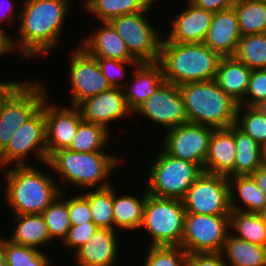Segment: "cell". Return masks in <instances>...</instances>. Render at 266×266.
<instances>
[{
	"label": "cell",
	"instance_id": "cell-1",
	"mask_svg": "<svg viewBox=\"0 0 266 266\" xmlns=\"http://www.w3.org/2000/svg\"><path fill=\"white\" fill-rule=\"evenodd\" d=\"M19 39L11 38L13 51L22 58H34L50 53L62 35L70 0H22ZM60 35V36H59ZM15 41H14V40ZM18 42V43H17Z\"/></svg>",
	"mask_w": 266,
	"mask_h": 266
},
{
	"label": "cell",
	"instance_id": "cell-2",
	"mask_svg": "<svg viewBox=\"0 0 266 266\" xmlns=\"http://www.w3.org/2000/svg\"><path fill=\"white\" fill-rule=\"evenodd\" d=\"M42 171L33 165L4 168V202L14 215L42 214L60 195L62 186H57L52 174Z\"/></svg>",
	"mask_w": 266,
	"mask_h": 266
},
{
	"label": "cell",
	"instance_id": "cell-3",
	"mask_svg": "<svg viewBox=\"0 0 266 266\" xmlns=\"http://www.w3.org/2000/svg\"><path fill=\"white\" fill-rule=\"evenodd\" d=\"M222 56L202 43L161 42L158 63L166 82L182 85L214 80Z\"/></svg>",
	"mask_w": 266,
	"mask_h": 266
},
{
	"label": "cell",
	"instance_id": "cell-4",
	"mask_svg": "<svg viewBox=\"0 0 266 266\" xmlns=\"http://www.w3.org/2000/svg\"><path fill=\"white\" fill-rule=\"evenodd\" d=\"M117 156L104 151L97 152H75L62 149L52 152L46 165L54 170L66 183L77 185L81 189H102L113 184L107 177L113 173L118 164ZM114 169V170H113ZM71 183V184H70ZM95 187V188H94Z\"/></svg>",
	"mask_w": 266,
	"mask_h": 266
},
{
	"label": "cell",
	"instance_id": "cell-5",
	"mask_svg": "<svg viewBox=\"0 0 266 266\" xmlns=\"http://www.w3.org/2000/svg\"><path fill=\"white\" fill-rule=\"evenodd\" d=\"M188 123L228 128L235 124L238 103L227 95L216 80L190 82L178 86Z\"/></svg>",
	"mask_w": 266,
	"mask_h": 266
},
{
	"label": "cell",
	"instance_id": "cell-6",
	"mask_svg": "<svg viewBox=\"0 0 266 266\" xmlns=\"http://www.w3.org/2000/svg\"><path fill=\"white\" fill-rule=\"evenodd\" d=\"M183 201L176 198H159L147 194L142 223L151 237L150 246H180L185 220Z\"/></svg>",
	"mask_w": 266,
	"mask_h": 266
},
{
	"label": "cell",
	"instance_id": "cell-7",
	"mask_svg": "<svg viewBox=\"0 0 266 266\" xmlns=\"http://www.w3.org/2000/svg\"><path fill=\"white\" fill-rule=\"evenodd\" d=\"M146 178L147 193L159 198L183 199L203 170L167 154L163 149L152 161Z\"/></svg>",
	"mask_w": 266,
	"mask_h": 266
},
{
	"label": "cell",
	"instance_id": "cell-8",
	"mask_svg": "<svg viewBox=\"0 0 266 266\" xmlns=\"http://www.w3.org/2000/svg\"><path fill=\"white\" fill-rule=\"evenodd\" d=\"M40 81L20 82L0 106V153L7 147L16 130L40 107L48 92Z\"/></svg>",
	"mask_w": 266,
	"mask_h": 266
},
{
	"label": "cell",
	"instance_id": "cell-9",
	"mask_svg": "<svg viewBox=\"0 0 266 266\" xmlns=\"http://www.w3.org/2000/svg\"><path fill=\"white\" fill-rule=\"evenodd\" d=\"M230 233V215L186 213L181 247L187 254L220 253Z\"/></svg>",
	"mask_w": 266,
	"mask_h": 266
},
{
	"label": "cell",
	"instance_id": "cell-10",
	"mask_svg": "<svg viewBox=\"0 0 266 266\" xmlns=\"http://www.w3.org/2000/svg\"><path fill=\"white\" fill-rule=\"evenodd\" d=\"M143 11L121 15L109 21L123 39L130 54L139 62H158L163 36L151 25Z\"/></svg>",
	"mask_w": 266,
	"mask_h": 266
},
{
	"label": "cell",
	"instance_id": "cell-11",
	"mask_svg": "<svg viewBox=\"0 0 266 266\" xmlns=\"http://www.w3.org/2000/svg\"><path fill=\"white\" fill-rule=\"evenodd\" d=\"M32 153L44 164L47 161L46 121L41 106L12 136L10 143L0 153V169L9 166L31 165L26 156ZM11 164V165H10ZM5 166V167H4ZM3 167V168H1Z\"/></svg>",
	"mask_w": 266,
	"mask_h": 266
},
{
	"label": "cell",
	"instance_id": "cell-12",
	"mask_svg": "<svg viewBox=\"0 0 266 266\" xmlns=\"http://www.w3.org/2000/svg\"><path fill=\"white\" fill-rule=\"evenodd\" d=\"M186 213L230 215V187L226 176L202 172L182 199Z\"/></svg>",
	"mask_w": 266,
	"mask_h": 266
},
{
	"label": "cell",
	"instance_id": "cell-13",
	"mask_svg": "<svg viewBox=\"0 0 266 266\" xmlns=\"http://www.w3.org/2000/svg\"><path fill=\"white\" fill-rule=\"evenodd\" d=\"M214 128L186 123L166 130L163 150L176 158L197 164L202 170Z\"/></svg>",
	"mask_w": 266,
	"mask_h": 266
},
{
	"label": "cell",
	"instance_id": "cell-14",
	"mask_svg": "<svg viewBox=\"0 0 266 266\" xmlns=\"http://www.w3.org/2000/svg\"><path fill=\"white\" fill-rule=\"evenodd\" d=\"M69 79L72 86L71 105L78 106L85 99L111 88L102 74L97 59L82 47L73 51L69 62Z\"/></svg>",
	"mask_w": 266,
	"mask_h": 266
},
{
	"label": "cell",
	"instance_id": "cell-15",
	"mask_svg": "<svg viewBox=\"0 0 266 266\" xmlns=\"http://www.w3.org/2000/svg\"><path fill=\"white\" fill-rule=\"evenodd\" d=\"M167 130L188 123L178 85L164 81L135 112Z\"/></svg>",
	"mask_w": 266,
	"mask_h": 266
},
{
	"label": "cell",
	"instance_id": "cell-16",
	"mask_svg": "<svg viewBox=\"0 0 266 266\" xmlns=\"http://www.w3.org/2000/svg\"><path fill=\"white\" fill-rule=\"evenodd\" d=\"M47 98L49 96L45 97L41 106L46 121V146L49 156L52 152L69 148L83 119L78 106L61 108L55 103L47 102Z\"/></svg>",
	"mask_w": 266,
	"mask_h": 266
},
{
	"label": "cell",
	"instance_id": "cell-17",
	"mask_svg": "<svg viewBox=\"0 0 266 266\" xmlns=\"http://www.w3.org/2000/svg\"><path fill=\"white\" fill-rule=\"evenodd\" d=\"M78 108L83 121L101 125L109 131L111 122L133 114L126 103L123 88L111 87L107 91L85 99Z\"/></svg>",
	"mask_w": 266,
	"mask_h": 266
},
{
	"label": "cell",
	"instance_id": "cell-18",
	"mask_svg": "<svg viewBox=\"0 0 266 266\" xmlns=\"http://www.w3.org/2000/svg\"><path fill=\"white\" fill-rule=\"evenodd\" d=\"M186 9L175 14L167 40L174 43H202L211 26L214 13L196 7L190 1Z\"/></svg>",
	"mask_w": 266,
	"mask_h": 266
},
{
	"label": "cell",
	"instance_id": "cell-19",
	"mask_svg": "<svg viewBox=\"0 0 266 266\" xmlns=\"http://www.w3.org/2000/svg\"><path fill=\"white\" fill-rule=\"evenodd\" d=\"M117 230L98 228L73 255L76 266H114L119 252Z\"/></svg>",
	"mask_w": 266,
	"mask_h": 266
},
{
	"label": "cell",
	"instance_id": "cell-20",
	"mask_svg": "<svg viewBox=\"0 0 266 266\" xmlns=\"http://www.w3.org/2000/svg\"><path fill=\"white\" fill-rule=\"evenodd\" d=\"M235 157L234 125L214 129L203 172L232 177L234 176Z\"/></svg>",
	"mask_w": 266,
	"mask_h": 266
},
{
	"label": "cell",
	"instance_id": "cell-21",
	"mask_svg": "<svg viewBox=\"0 0 266 266\" xmlns=\"http://www.w3.org/2000/svg\"><path fill=\"white\" fill-rule=\"evenodd\" d=\"M241 36L237 14L232 7L214 13L203 43L222 57H228L235 54Z\"/></svg>",
	"mask_w": 266,
	"mask_h": 266
},
{
	"label": "cell",
	"instance_id": "cell-22",
	"mask_svg": "<svg viewBox=\"0 0 266 266\" xmlns=\"http://www.w3.org/2000/svg\"><path fill=\"white\" fill-rule=\"evenodd\" d=\"M132 83L123 87L129 110L134 113L165 81L158 62H141L136 65ZM129 85V86H128Z\"/></svg>",
	"mask_w": 266,
	"mask_h": 266
},
{
	"label": "cell",
	"instance_id": "cell-23",
	"mask_svg": "<svg viewBox=\"0 0 266 266\" xmlns=\"http://www.w3.org/2000/svg\"><path fill=\"white\" fill-rule=\"evenodd\" d=\"M103 25V26H102ZM94 33L84 39L81 47L95 58L119 61H137L128 51L125 42L109 22H102ZM99 28V29H98Z\"/></svg>",
	"mask_w": 266,
	"mask_h": 266
},
{
	"label": "cell",
	"instance_id": "cell-24",
	"mask_svg": "<svg viewBox=\"0 0 266 266\" xmlns=\"http://www.w3.org/2000/svg\"><path fill=\"white\" fill-rule=\"evenodd\" d=\"M251 69L233 56L222 57L215 78L219 87L238 104L245 98Z\"/></svg>",
	"mask_w": 266,
	"mask_h": 266
},
{
	"label": "cell",
	"instance_id": "cell-25",
	"mask_svg": "<svg viewBox=\"0 0 266 266\" xmlns=\"http://www.w3.org/2000/svg\"><path fill=\"white\" fill-rule=\"evenodd\" d=\"M227 178L230 187V205L232 211L261 214L266 209V197L251 175ZM236 195L241 202H239ZM240 203L242 204L240 205ZM242 205L243 207H241Z\"/></svg>",
	"mask_w": 266,
	"mask_h": 266
},
{
	"label": "cell",
	"instance_id": "cell-26",
	"mask_svg": "<svg viewBox=\"0 0 266 266\" xmlns=\"http://www.w3.org/2000/svg\"><path fill=\"white\" fill-rule=\"evenodd\" d=\"M144 192L140 198L132 194L118 196L113 188L114 230L117 228L127 231L140 229L148 194L146 188Z\"/></svg>",
	"mask_w": 266,
	"mask_h": 266
},
{
	"label": "cell",
	"instance_id": "cell-27",
	"mask_svg": "<svg viewBox=\"0 0 266 266\" xmlns=\"http://www.w3.org/2000/svg\"><path fill=\"white\" fill-rule=\"evenodd\" d=\"M14 218L17 226L9 238L13 243L38 249L51 242L42 214L14 215Z\"/></svg>",
	"mask_w": 266,
	"mask_h": 266
},
{
	"label": "cell",
	"instance_id": "cell-28",
	"mask_svg": "<svg viewBox=\"0 0 266 266\" xmlns=\"http://www.w3.org/2000/svg\"><path fill=\"white\" fill-rule=\"evenodd\" d=\"M221 253L229 266H266V246L238 239L231 233Z\"/></svg>",
	"mask_w": 266,
	"mask_h": 266
},
{
	"label": "cell",
	"instance_id": "cell-29",
	"mask_svg": "<svg viewBox=\"0 0 266 266\" xmlns=\"http://www.w3.org/2000/svg\"><path fill=\"white\" fill-rule=\"evenodd\" d=\"M234 141L236 145L234 176L251 175L263 165L261 147L235 124Z\"/></svg>",
	"mask_w": 266,
	"mask_h": 266
},
{
	"label": "cell",
	"instance_id": "cell-30",
	"mask_svg": "<svg viewBox=\"0 0 266 266\" xmlns=\"http://www.w3.org/2000/svg\"><path fill=\"white\" fill-rule=\"evenodd\" d=\"M83 5L101 23L121 15L149 11L152 7L148 0H86Z\"/></svg>",
	"mask_w": 266,
	"mask_h": 266
},
{
	"label": "cell",
	"instance_id": "cell-31",
	"mask_svg": "<svg viewBox=\"0 0 266 266\" xmlns=\"http://www.w3.org/2000/svg\"><path fill=\"white\" fill-rule=\"evenodd\" d=\"M230 231L238 239L266 246V224L260 213L231 211Z\"/></svg>",
	"mask_w": 266,
	"mask_h": 266
},
{
	"label": "cell",
	"instance_id": "cell-32",
	"mask_svg": "<svg viewBox=\"0 0 266 266\" xmlns=\"http://www.w3.org/2000/svg\"><path fill=\"white\" fill-rule=\"evenodd\" d=\"M233 8L242 36L266 33V0H236Z\"/></svg>",
	"mask_w": 266,
	"mask_h": 266
},
{
	"label": "cell",
	"instance_id": "cell-33",
	"mask_svg": "<svg viewBox=\"0 0 266 266\" xmlns=\"http://www.w3.org/2000/svg\"><path fill=\"white\" fill-rule=\"evenodd\" d=\"M233 57L251 70L266 69V33L241 36Z\"/></svg>",
	"mask_w": 266,
	"mask_h": 266
},
{
	"label": "cell",
	"instance_id": "cell-34",
	"mask_svg": "<svg viewBox=\"0 0 266 266\" xmlns=\"http://www.w3.org/2000/svg\"><path fill=\"white\" fill-rule=\"evenodd\" d=\"M109 134L110 131L101 125L82 121L68 149L75 152L104 151L112 136Z\"/></svg>",
	"mask_w": 266,
	"mask_h": 266
},
{
	"label": "cell",
	"instance_id": "cell-35",
	"mask_svg": "<svg viewBox=\"0 0 266 266\" xmlns=\"http://www.w3.org/2000/svg\"><path fill=\"white\" fill-rule=\"evenodd\" d=\"M113 186L82 193L89 201L92 220L98 228L114 230Z\"/></svg>",
	"mask_w": 266,
	"mask_h": 266
},
{
	"label": "cell",
	"instance_id": "cell-36",
	"mask_svg": "<svg viewBox=\"0 0 266 266\" xmlns=\"http://www.w3.org/2000/svg\"><path fill=\"white\" fill-rule=\"evenodd\" d=\"M64 193L63 189L60 195L42 213L51 241L55 238L64 241L71 227L68 199L65 198Z\"/></svg>",
	"mask_w": 266,
	"mask_h": 266
},
{
	"label": "cell",
	"instance_id": "cell-37",
	"mask_svg": "<svg viewBox=\"0 0 266 266\" xmlns=\"http://www.w3.org/2000/svg\"><path fill=\"white\" fill-rule=\"evenodd\" d=\"M235 125L260 147L266 143V117L254 106L238 104Z\"/></svg>",
	"mask_w": 266,
	"mask_h": 266
},
{
	"label": "cell",
	"instance_id": "cell-38",
	"mask_svg": "<svg viewBox=\"0 0 266 266\" xmlns=\"http://www.w3.org/2000/svg\"><path fill=\"white\" fill-rule=\"evenodd\" d=\"M5 255L6 266H51L50 257L46 253L13 243L8 238L5 239Z\"/></svg>",
	"mask_w": 266,
	"mask_h": 266
},
{
	"label": "cell",
	"instance_id": "cell-39",
	"mask_svg": "<svg viewBox=\"0 0 266 266\" xmlns=\"http://www.w3.org/2000/svg\"><path fill=\"white\" fill-rule=\"evenodd\" d=\"M147 249L143 266H185L187 253L181 246L149 245Z\"/></svg>",
	"mask_w": 266,
	"mask_h": 266
},
{
	"label": "cell",
	"instance_id": "cell-40",
	"mask_svg": "<svg viewBox=\"0 0 266 266\" xmlns=\"http://www.w3.org/2000/svg\"><path fill=\"white\" fill-rule=\"evenodd\" d=\"M100 66L102 74L107 79L108 84L112 88H123L126 83H122L120 80L125 77V71L127 66L136 67L138 61H119L109 58H96ZM126 66V68H124ZM124 68V69H123Z\"/></svg>",
	"mask_w": 266,
	"mask_h": 266
},
{
	"label": "cell",
	"instance_id": "cell-41",
	"mask_svg": "<svg viewBox=\"0 0 266 266\" xmlns=\"http://www.w3.org/2000/svg\"><path fill=\"white\" fill-rule=\"evenodd\" d=\"M263 100H266V69L251 70L245 98L239 104L255 106Z\"/></svg>",
	"mask_w": 266,
	"mask_h": 266
},
{
	"label": "cell",
	"instance_id": "cell-42",
	"mask_svg": "<svg viewBox=\"0 0 266 266\" xmlns=\"http://www.w3.org/2000/svg\"><path fill=\"white\" fill-rule=\"evenodd\" d=\"M68 211L71 226L93 222L89 201L83 194L69 197Z\"/></svg>",
	"mask_w": 266,
	"mask_h": 266
},
{
	"label": "cell",
	"instance_id": "cell-43",
	"mask_svg": "<svg viewBox=\"0 0 266 266\" xmlns=\"http://www.w3.org/2000/svg\"><path fill=\"white\" fill-rule=\"evenodd\" d=\"M98 227L93 222H86L85 224L71 226L66 239L63 241L65 247L74 249L76 252L80 247L93 236Z\"/></svg>",
	"mask_w": 266,
	"mask_h": 266
},
{
	"label": "cell",
	"instance_id": "cell-44",
	"mask_svg": "<svg viewBox=\"0 0 266 266\" xmlns=\"http://www.w3.org/2000/svg\"><path fill=\"white\" fill-rule=\"evenodd\" d=\"M185 266H229L220 253L187 254Z\"/></svg>",
	"mask_w": 266,
	"mask_h": 266
},
{
	"label": "cell",
	"instance_id": "cell-45",
	"mask_svg": "<svg viewBox=\"0 0 266 266\" xmlns=\"http://www.w3.org/2000/svg\"><path fill=\"white\" fill-rule=\"evenodd\" d=\"M196 7L217 13L232 8L236 0H190Z\"/></svg>",
	"mask_w": 266,
	"mask_h": 266
},
{
	"label": "cell",
	"instance_id": "cell-46",
	"mask_svg": "<svg viewBox=\"0 0 266 266\" xmlns=\"http://www.w3.org/2000/svg\"><path fill=\"white\" fill-rule=\"evenodd\" d=\"M12 2H13V4H12ZM15 4L16 3L13 0H4V1L0 0V11H1L0 12V23H1V21L2 22L4 21L5 17H7V18H5V21H8V23H7L8 25L9 24L13 25V23H14V25L16 24V21H18L20 18V10L19 11L15 10L17 8L14 6ZM0 28H2L1 25H0Z\"/></svg>",
	"mask_w": 266,
	"mask_h": 266
},
{
	"label": "cell",
	"instance_id": "cell-47",
	"mask_svg": "<svg viewBox=\"0 0 266 266\" xmlns=\"http://www.w3.org/2000/svg\"><path fill=\"white\" fill-rule=\"evenodd\" d=\"M11 36L5 33L3 28H0V56H8L9 53H13L12 45H11Z\"/></svg>",
	"mask_w": 266,
	"mask_h": 266
},
{
	"label": "cell",
	"instance_id": "cell-48",
	"mask_svg": "<svg viewBox=\"0 0 266 266\" xmlns=\"http://www.w3.org/2000/svg\"><path fill=\"white\" fill-rule=\"evenodd\" d=\"M251 176L266 197V166L261 165L255 172L251 174Z\"/></svg>",
	"mask_w": 266,
	"mask_h": 266
},
{
	"label": "cell",
	"instance_id": "cell-49",
	"mask_svg": "<svg viewBox=\"0 0 266 266\" xmlns=\"http://www.w3.org/2000/svg\"><path fill=\"white\" fill-rule=\"evenodd\" d=\"M20 83V81H1L0 80V106L6 96Z\"/></svg>",
	"mask_w": 266,
	"mask_h": 266
},
{
	"label": "cell",
	"instance_id": "cell-50",
	"mask_svg": "<svg viewBox=\"0 0 266 266\" xmlns=\"http://www.w3.org/2000/svg\"><path fill=\"white\" fill-rule=\"evenodd\" d=\"M0 266H6L5 238L0 237Z\"/></svg>",
	"mask_w": 266,
	"mask_h": 266
},
{
	"label": "cell",
	"instance_id": "cell-51",
	"mask_svg": "<svg viewBox=\"0 0 266 266\" xmlns=\"http://www.w3.org/2000/svg\"><path fill=\"white\" fill-rule=\"evenodd\" d=\"M254 107L266 117V100L259 102Z\"/></svg>",
	"mask_w": 266,
	"mask_h": 266
},
{
	"label": "cell",
	"instance_id": "cell-52",
	"mask_svg": "<svg viewBox=\"0 0 266 266\" xmlns=\"http://www.w3.org/2000/svg\"><path fill=\"white\" fill-rule=\"evenodd\" d=\"M262 163L266 166V143L261 147Z\"/></svg>",
	"mask_w": 266,
	"mask_h": 266
},
{
	"label": "cell",
	"instance_id": "cell-53",
	"mask_svg": "<svg viewBox=\"0 0 266 266\" xmlns=\"http://www.w3.org/2000/svg\"><path fill=\"white\" fill-rule=\"evenodd\" d=\"M264 221H265V224H266V209L261 213Z\"/></svg>",
	"mask_w": 266,
	"mask_h": 266
}]
</instances>
